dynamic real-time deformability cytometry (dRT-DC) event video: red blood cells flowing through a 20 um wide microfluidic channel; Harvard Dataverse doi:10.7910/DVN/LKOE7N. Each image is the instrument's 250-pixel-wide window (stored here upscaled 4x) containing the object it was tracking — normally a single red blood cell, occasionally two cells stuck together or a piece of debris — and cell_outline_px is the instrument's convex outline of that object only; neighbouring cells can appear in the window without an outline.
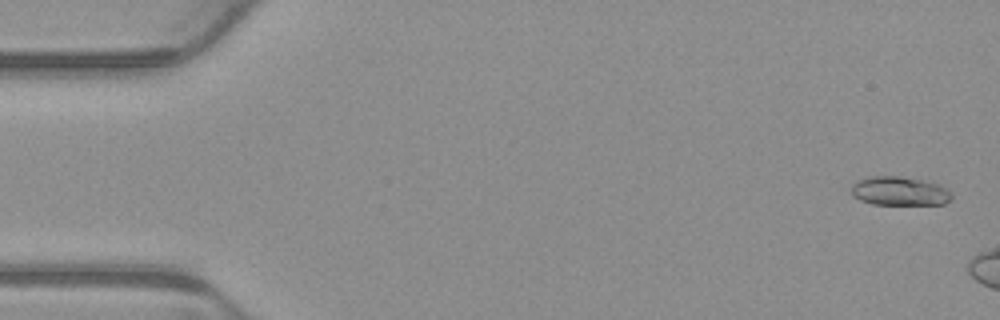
{"species": "common noctule bat (a hibernating species)", "species_latin": "Nyctalus noctula", "temperature_condition": "warm", "stored_images_in_passage": 2, "camera_frame_rate_fps": 3000, "um_per_image_px": 0.085, "animal": {"sex": "male", "body_mass_g": 23.1, "forearm_length_mm": 52.7}, "frame": {"image": 1, "passage_image": 1, "time_ms": 0.0, "image_size_px": [1000, 320], "cell_outline_px": [[952, 196], [944, 204], [872, 204], [860, 200], [852, 196], [852, 184], [856, 180], [868, 176], [900, 176], [920, 180], [936, 184], [952, 192]], "centroid_in_image_um": [76.4, 16.24], "position_along_channel_um": 8.6, "area_um2": 16.76}}